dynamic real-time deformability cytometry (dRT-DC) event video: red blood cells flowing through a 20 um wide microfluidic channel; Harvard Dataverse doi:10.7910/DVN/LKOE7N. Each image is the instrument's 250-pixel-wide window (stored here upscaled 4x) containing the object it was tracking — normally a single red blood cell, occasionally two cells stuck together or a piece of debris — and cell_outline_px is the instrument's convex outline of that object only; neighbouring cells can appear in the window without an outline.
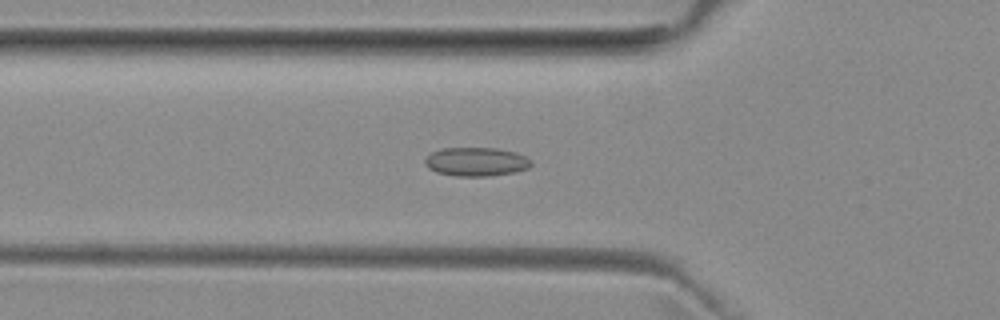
{"species": "common noctule bat (a hibernating species)", "species_latin": "Nyctalus noctula", "temperature_condition": "room temperature", "stored_images_in_passage": 44, "camera_frame_rate_fps": 3000, "um_per_image_px": 0.085, "animal": {"sex": "female", "body_mass_g": 29.2, "forearm_length_mm": 56.3}, "frame": {"image": 1, "passage_image": 10, "time_ms": 3.0, "image_size_px": [1000, 320], "cell_outline_px": [[532, 164], [528, 168], [516, 172], [488, 176], [456, 176], [436, 172], [428, 168], [424, 164], [424, 160], [432, 152], [444, 148], [496, 148], [516, 152], [532, 160]], "centroid_in_image_um": [40.48, 13.75], "position_along_channel_um": 85.3, "area_um2": 17.86}}
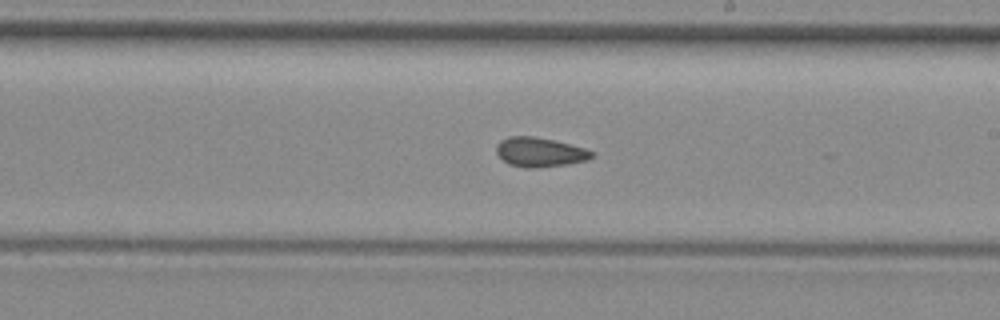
{"frame": {"image": 2, "passage_image": 22, "time_ms": 7.0, "image_size_px": [1000, 320], "cell_outline_px": [[596, 152], [588, 160], [568, 164], [536, 168], [524, 168], [508, 164], [496, 152], [496, 144], [500, 140], [508, 136], [532, 136], [552, 140], [584, 148]], "centroid_in_image_um": [45.86, 12.94], "position_along_channel_um": 243.1, "area_um2": 16.36}}
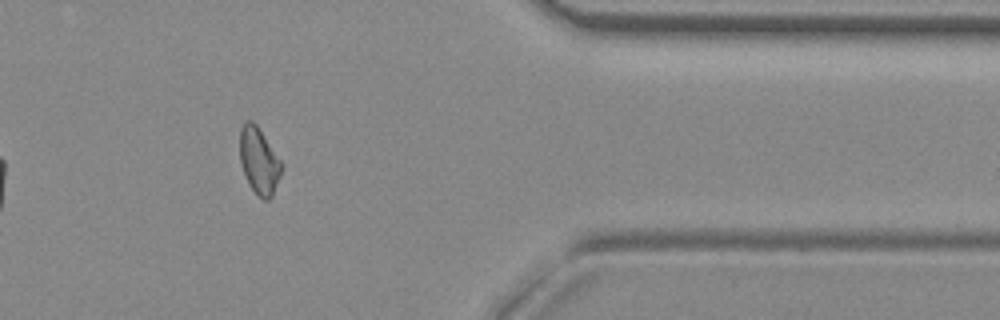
{"frame": {"image": 3, "passage_image": 35, "time_ms": 11.333, "image_size_px": [1000, 320], "cell_outline_px": [[284, 164], [280, 176], [272, 196], [268, 200], [264, 200], [252, 188], [244, 172], [240, 160], [240, 128], [248, 120], [252, 120], [256, 124]], "centroid_in_image_um": [22.04, 13.65], "position_along_channel_um": 389.4, "area_um2": 15.9}, "authors_computed_cell_mechanics": {"area_um2": 16.3863, "velocity_mm_per_s": 3.9387, "shape_relaxation_time_tau1_ms": null, "shape_relaxation_time_tau2_ms": 3.4821, "deformation_change_tau1": null, "deformation_change_tau2": 0.0909}}